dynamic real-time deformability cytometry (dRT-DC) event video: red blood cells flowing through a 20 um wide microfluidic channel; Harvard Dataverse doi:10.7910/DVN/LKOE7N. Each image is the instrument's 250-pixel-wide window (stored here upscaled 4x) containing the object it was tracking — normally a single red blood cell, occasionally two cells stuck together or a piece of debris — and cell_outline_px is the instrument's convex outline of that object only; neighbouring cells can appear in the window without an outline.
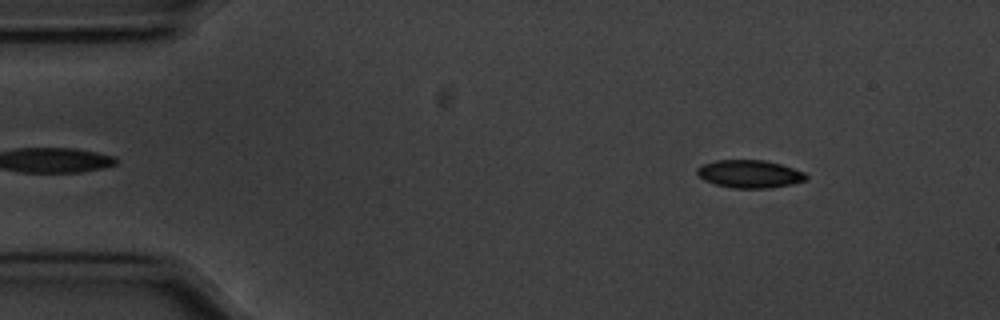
{"species": "common noctule bat (a hibernating species)", "species_latin": "Nyctalus noctula", "temperature_condition": "cold", "stored_images_in_passage": 53, "camera_frame_rate_fps": 3000, "um_per_image_px": 0.085, "animal": {"sex": "male", "body_mass_g": 20.1, "forearm_length_mm": 53.5}, "frame": {"image": 1, "passage_image": 4, "time_ms": 1.0, "image_size_px": [1000, 320], "cell_outline_px": [[808, 176], [804, 180], [792, 184], [768, 188], [732, 188], [716, 184], [704, 180], [696, 172], [696, 168], [700, 164], [716, 160], [764, 160], [780, 164], [804, 172]], "centroid_in_image_um": [63.68, 14.78], "position_along_channel_um": 21.3, "area_um2": 17.63}}
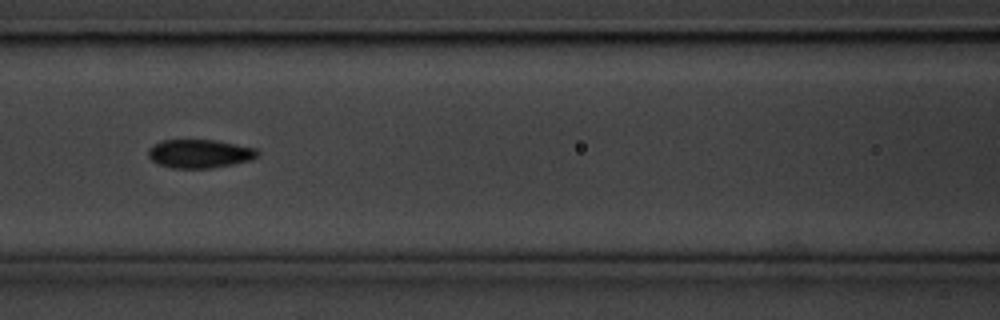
{"frame": {"image": 2, "passage_image": 21, "time_ms": 6.667, "image_size_px": [1000, 320], "cell_outline_px": [[260, 152], [256, 156], [248, 160], [232, 164], [208, 168], [172, 168], [160, 164], [152, 160], [148, 156], [148, 148], [152, 144], [160, 140], [216, 140], [256, 148]], "centroid_in_image_um": [16.93, 13.05], "position_along_channel_um": 149.7, "area_um2": 18.09}}
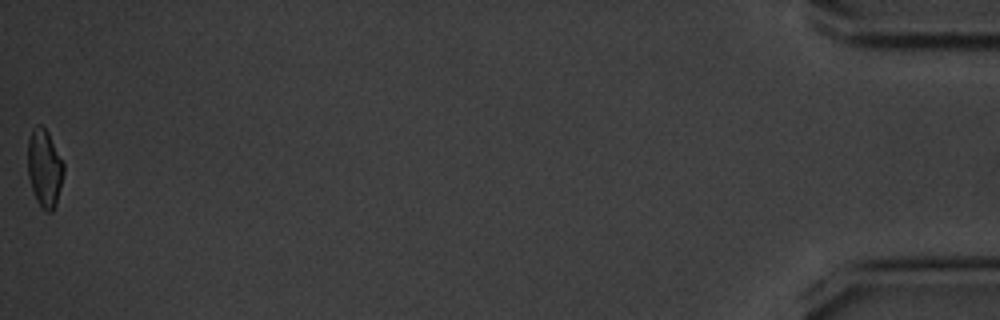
{"frame": {"image": 3, "passage_image": 53, "time_ms": 17.333, "image_size_px": [1000, 320], "cell_outline_px": [[64, 172], [56, 204], [52, 212], [48, 212], [40, 208], [36, 200], [28, 176], [28, 136], [32, 128], [36, 124], [40, 124], [48, 132], [64, 164]], "centroid_in_image_um": [3.77, 14.29], "position_along_channel_um": 431.4, "area_um2": 16.36}, "authors_computed_cell_mechanics": {"area_um2": 17.5134, "velocity_mm_per_s": 3.5632, "shape_relaxation_time_tau1_ms": 3.0312, "shape_relaxation_time_tau2_ms": 6.6346, "deformation_change_tau1": 0.1271, "deformation_change_tau2": 0.106}}